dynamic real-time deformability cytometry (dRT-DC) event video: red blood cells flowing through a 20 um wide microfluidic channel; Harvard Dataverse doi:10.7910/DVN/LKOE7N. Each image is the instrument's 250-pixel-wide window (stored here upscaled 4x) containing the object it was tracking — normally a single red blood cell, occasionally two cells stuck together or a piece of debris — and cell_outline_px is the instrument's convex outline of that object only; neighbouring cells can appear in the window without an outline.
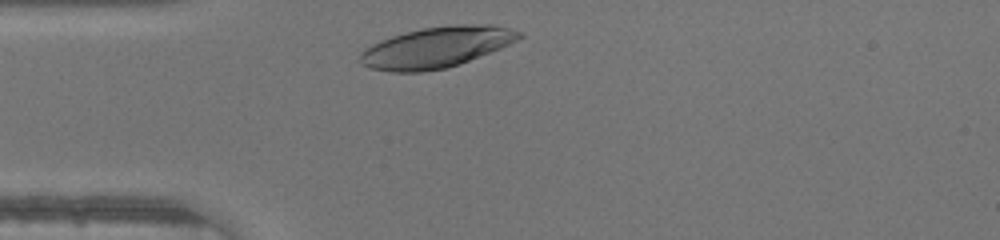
{"species": "human", "species_latin": "Homo sapiens", "temperature_condition": "warm", "stored_images_in_passage": 26, "camera_frame_rate_fps": 3000, "um_per_image_px": 0.085, "donor": {"sex": "male"}, "frame": {"image": 1, "passage_image": 2, "time_ms": 0.333, "image_size_px": [1000, 240], "cell_outline_px": [[524, 36], [500, 48], [460, 64], [448, 68], [424, 72], [392, 72], [368, 68], [360, 60], [360, 52], [364, 48], [380, 40], [404, 32], [424, 28], [448, 24], [496, 24], [524, 32]], "centroid_in_image_um": [37.11, 4.01], "position_along_channel_um": 47.9, "area_um2": 38.21}}
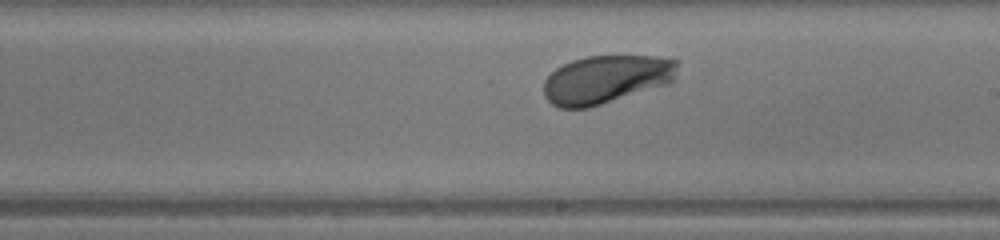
{"frame": {"image": 2, "passage_image": 16, "time_ms": 5.0, "image_size_px": [1000, 240], "cell_outline_px": [[680, 60], [672, 80], [664, 84], [588, 108], [560, 108], [552, 104], [544, 96], [544, 80], [556, 68], [572, 60], [584, 56], [656, 56]], "centroid_in_image_um": [51.48, 6.73], "position_along_channel_um": 237.5, "area_um2": 37.22}}
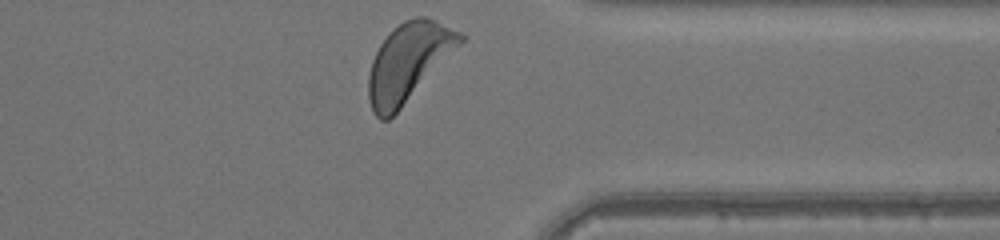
{"frame": {"image": 3, "passage_image": 26, "time_ms": 8.333, "image_size_px": [1000, 240], "cell_outline_px": [[468, 36], [400, 108], [388, 120], [380, 120], [372, 112], [368, 100], [368, 76], [372, 60], [380, 44], [404, 20], [416, 16], [424, 16], [436, 20]], "centroid_in_image_um": [34.7, 5.28], "position_along_channel_um": 376.7, "area_um2": 40.92}}